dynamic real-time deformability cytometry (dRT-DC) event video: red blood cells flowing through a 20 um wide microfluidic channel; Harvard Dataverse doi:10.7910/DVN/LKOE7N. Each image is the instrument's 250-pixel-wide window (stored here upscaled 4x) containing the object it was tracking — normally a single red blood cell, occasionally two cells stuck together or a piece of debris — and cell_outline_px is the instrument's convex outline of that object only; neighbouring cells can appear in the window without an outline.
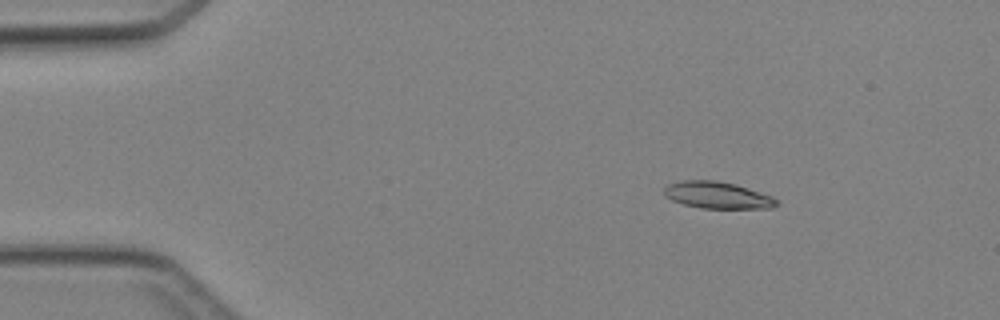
{"species": "Egyptian fruit bat (a non-hibernating species)", "species_latin": "Rousettus aegyptiacus", "temperature_condition": "cold", "stored_images_in_passage": 3, "camera_frame_rate_fps": 3000, "um_per_image_px": 0.085, "animal": {"sex": "female"}, "frame": {"image": 1, "passage_image": 1, "time_ms": 0.0, "image_size_px": [1000, 320], "cell_outline_px": [[780, 204], [772, 208], [700, 208], [684, 204], [672, 200], [664, 196], [664, 188], [668, 184], [680, 180], [716, 180], [736, 184], [772, 196], [780, 200]], "centroid_in_image_um": [61.0, 16.58], "position_along_channel_um": 24.0, "area_um2": 17.74}}